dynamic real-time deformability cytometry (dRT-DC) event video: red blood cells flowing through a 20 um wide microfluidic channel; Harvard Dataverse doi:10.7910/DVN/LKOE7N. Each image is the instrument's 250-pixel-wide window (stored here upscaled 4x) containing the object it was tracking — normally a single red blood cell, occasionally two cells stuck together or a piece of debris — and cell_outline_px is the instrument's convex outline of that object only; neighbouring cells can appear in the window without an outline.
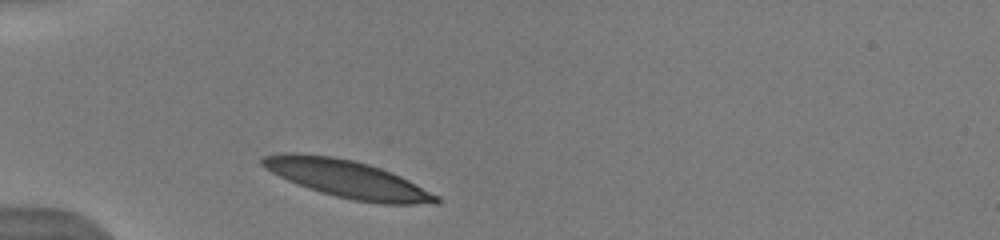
{"species": "human", "species_latin": "Homo sapiens", "temperature_condition": "warm", "stored_images_in_passage": 18, "camera_frame_rate_fps": 3000, "um_per_image_px": 0.085, "donor": {"sex": "male"}, "frame": {"image": 1, "passage_image": 1, "time_ms": 0.0, "image_size_px": [1000, 240], "cell_outline_px": [[440, 204], [384, 204], [352, 200], [320, 192], [308, 188], [288, 180], [272, 172], [260, 164], [260, 160], [264, 156], [276, 152], [300, 152], [332, 156], [352, 160], [368, 164], [380, 168], [400, 176], [440, 196]], "centroid_in_image_um": [29.51, 15.2], "position_along_channel_um": 55.5, "area_um2": 38.09}}
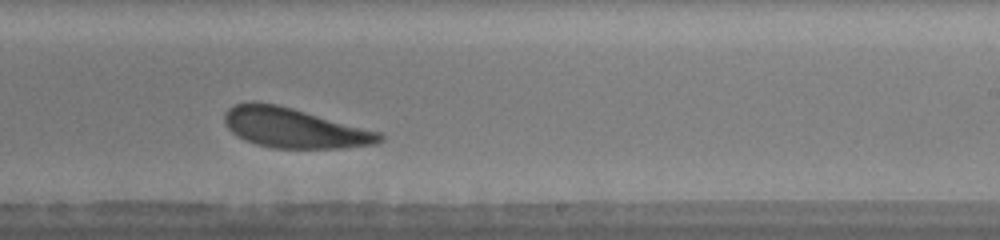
{"frame": {"image": 2, "passage_image": 11, "time_ms": 5.667, "image_size_px": [1000, 240], "cell_outline_px": [[384, 140], [376, 144], [340, 148], [272, 148], [256, 144], [244, 140], [232, 132], [228, 128], [224, 120], [224, 112], [228, 108], [236, 104], [252, 100], [256, 100], [276, 104], [292, 108], [380, 132], [384, 136]], "centroid_in_image_um": [24.97, 10.87], "position_along_channel_um": 264.0, "area_um2": 36.07}, "authors_computed_cell_mechanics": {"area_um2": 36.9342, "velocity_mm_per_s": 3.9858, "shape_relaxation_time_tau1_ms": 1.5724, "shape_relaxation_time_tau2_ms": 3.5198, "deformation_change_tau1": 0.0776, "deformation_change_tau2": 0.1226}}